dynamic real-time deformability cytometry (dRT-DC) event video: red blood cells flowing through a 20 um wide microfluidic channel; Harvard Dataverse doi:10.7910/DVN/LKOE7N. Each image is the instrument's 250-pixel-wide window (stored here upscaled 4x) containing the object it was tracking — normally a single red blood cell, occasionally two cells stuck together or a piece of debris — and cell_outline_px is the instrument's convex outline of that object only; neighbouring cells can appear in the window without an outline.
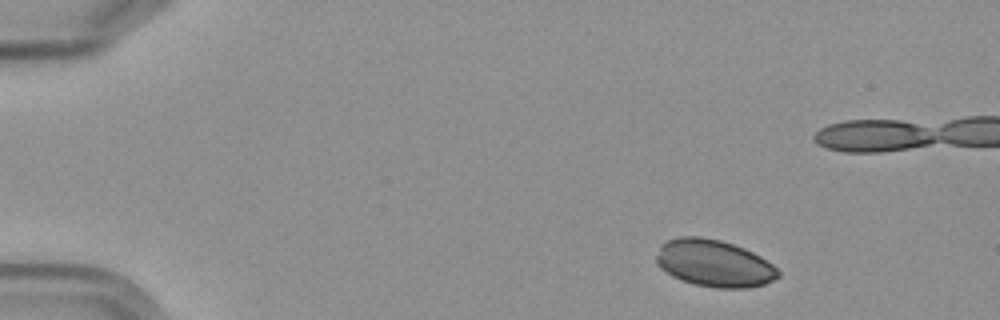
{"species": "Egyptian fruit bat (a non-hibernating species)", "species_latin": "Rousettus aegyptiacus", "temperature_condition": "cold", "stored_images_in_passage": 6, "camera_frame_rate_fps": 3000, "um_per_image_px": 0.085, "frame": {"image": 1, "passage_image": 1, "time_ms": 0.0, "image_size_px": [1000, 320], "cell_outline_px": [[780, 276], [764, 284], [748, 288], [716, 288], [696, 284], [680, 280], [672, 276], [660, 268], [656, 264], [656, 256], [660, 244], [668, 240], [680, 236], [700, 236], [720, 240], [744, 248], [760, 256], [772, 264], [780, 272]], "centroid_in_image_um": [60.67, 22.38], "position_along_channel_um": 24.3, "area_um2": 33.47}}
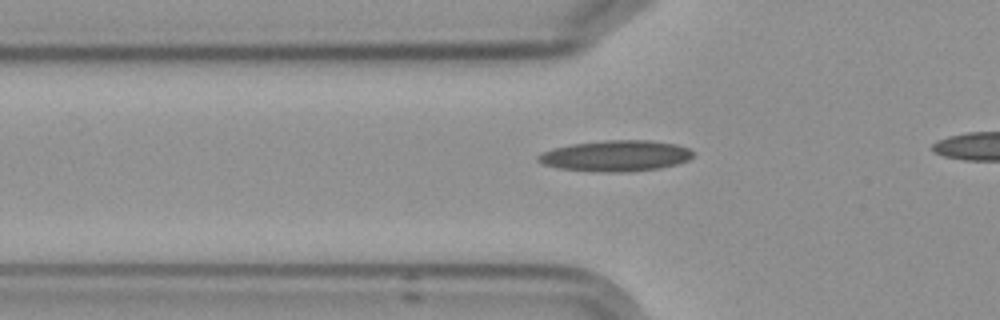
{"frame": {"image": 2, "passage_image": 6, "time_ms": 6.0, "image_size_px": [1000, 320], "cell_outline_px": [[692, 156], [688, 160], [676, 164], [660, 168], [628, 172], [604, 172], [556, 168], [540, 164], [536, 160], [536, 156], [540, 152], [552, 148], [572, 144], [604, 140], [652, 140], [676, 144], [688, 148], [692, 152]], "centroid_in_image_um": [52.27, 13.24], "position_along_channel_um": 73.5, "area_um2": 28.21}}